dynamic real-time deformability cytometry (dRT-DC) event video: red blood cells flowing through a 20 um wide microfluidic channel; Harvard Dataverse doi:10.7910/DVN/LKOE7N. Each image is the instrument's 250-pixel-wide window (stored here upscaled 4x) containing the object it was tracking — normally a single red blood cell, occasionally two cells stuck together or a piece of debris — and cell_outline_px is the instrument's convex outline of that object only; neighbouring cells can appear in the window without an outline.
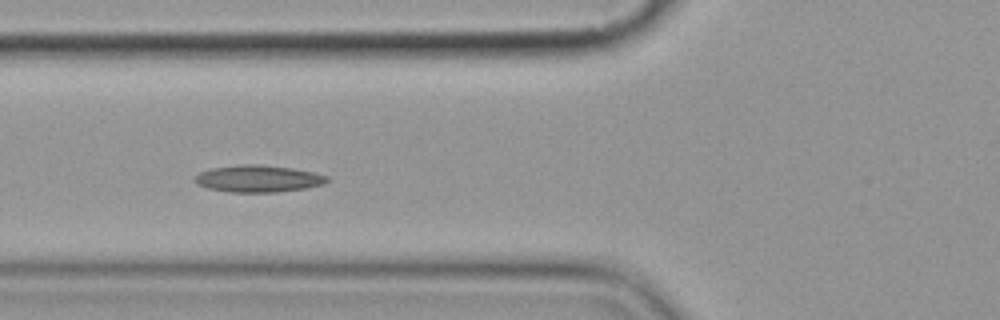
{"species": "common noctule bat (a hibernating species)", "species_latin": "Nyctalus noctula", "temperature_condition": "cold", "stored_images_in_passage": 6, "camera_frame_rate_fps": 3000, "um_per_image_px": 0.085, "animal": {"sex": "female", "body_mass_g": 19.9}, "frame": {"image": 1, "passage_image": 6, "time_ms": 6.0, "image_size_px": [1000, 320], "cell_outline_px": [[332, 180], [324, 184], [304, 188], [276, 192], [232, 192], [208, 188], [196, 184], [196, 176], [200, 172], [212, 168], [236, 164], [260, 164], [292, 168], [316, 172], [328, 176]], "centroid_in_image_um": [22.0, 15.17], "position_along_channel_um": 103.8, "area_um2": 20.87}}